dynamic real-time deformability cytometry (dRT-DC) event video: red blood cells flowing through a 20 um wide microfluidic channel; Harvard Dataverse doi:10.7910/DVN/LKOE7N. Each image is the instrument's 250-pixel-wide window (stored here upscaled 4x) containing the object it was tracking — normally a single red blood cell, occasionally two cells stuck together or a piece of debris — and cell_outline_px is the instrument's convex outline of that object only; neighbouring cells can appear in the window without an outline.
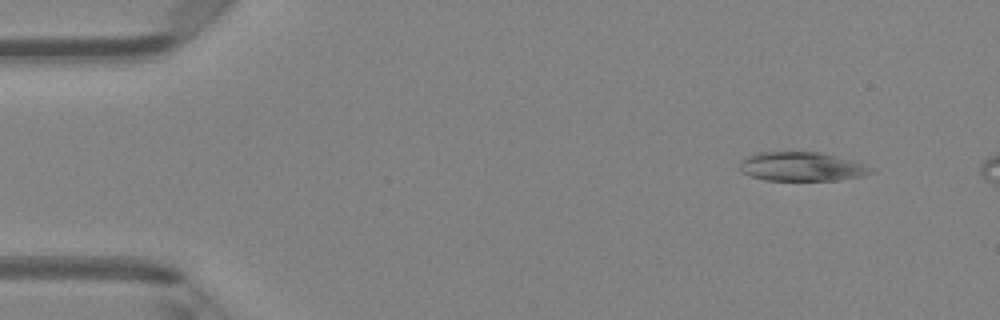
{"species": "Egyptian fruit bat (a non-hibernating species)", "species_latin": "Rousettus aegyptiacus", "temperature_condition": "room temperature", "stored_images_in_passage": 6, "camera_frame_rate_fps": 3000, "um_per_image_px": 0.085, "animal": {"sex": "female"}, "frame": {"image": 1, "passage_image": 2, "time_ms": 0.333, "image_size_px": [1000, 320], "cell_outline_px": [[876, 172], [864, 176], [840, 180], [764, 180], [752, 176], [744, 172], [740, 168], [740, 164], [748, 156], [756, 152], [820, 152], [852, 160], [876, 168]], "centroid_in_image_um": [68.25, 14.16], "position_along_channel_um": 16.8, "area_um2": 22.25}}
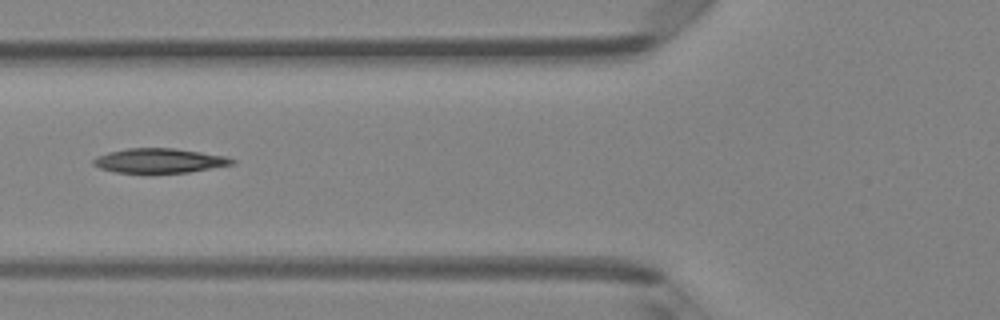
{"frame": {"image": 2, "passage_image": 6, "time_ms": 1.667, "image_size_px": [1000, 320], "cell_outline_px": [[236, 164], [188, 172], [152, 176], [116, 172], [100, 168], [92, 164], [92, 160], [96, 156], [108, 152], [128, 148], [176, 148], [228, 156], [236, 160]], "centroid_in_image_um": [13.55, 13.69], "position_along_channel_um": 112.2, "area_um2": 20.87}}